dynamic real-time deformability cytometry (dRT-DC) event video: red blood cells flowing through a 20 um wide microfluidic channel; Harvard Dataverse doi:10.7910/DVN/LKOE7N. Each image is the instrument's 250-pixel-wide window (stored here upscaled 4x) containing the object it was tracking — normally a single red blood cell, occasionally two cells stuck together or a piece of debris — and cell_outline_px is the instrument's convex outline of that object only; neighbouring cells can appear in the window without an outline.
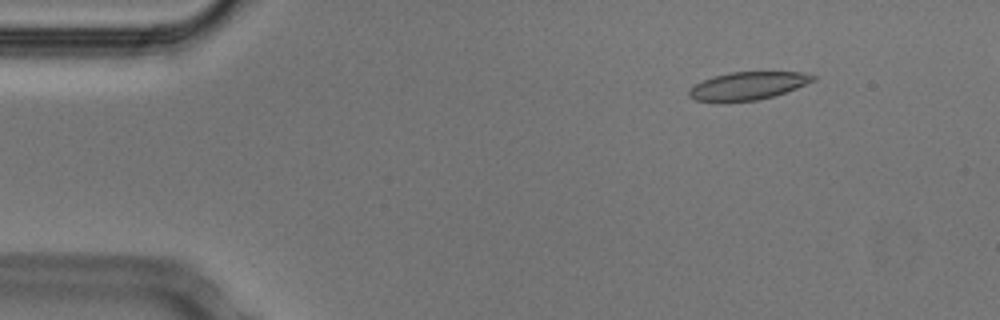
{"species": "Egyptian fruit bat (a non-hibernating species)", "species_latin": "Rousettus aegyptiacus", "temperature_condition": "cold", "stored_images_in_passage": 46, "camera_frame_rate_fps": 3000, "um_per_image_px": 0.085, "animal": {"sex": "male"}, "frame": {"image": 1, "passage_image": 1, "time_ms": 0.0, "image_size_px": [1000, 320], "cell_outline_px": [[816, 80], [796, 88], [772, 96], [756, 100], [724, 104], [696, 100], [688, 96], [688, 88], [712, 76], [732, 72], [800, 72], [816, 76]], "centroid_in_image_um": [63.49, 7.32], "position_along_channel_um": 21.5, "area_um2": 20.46}}
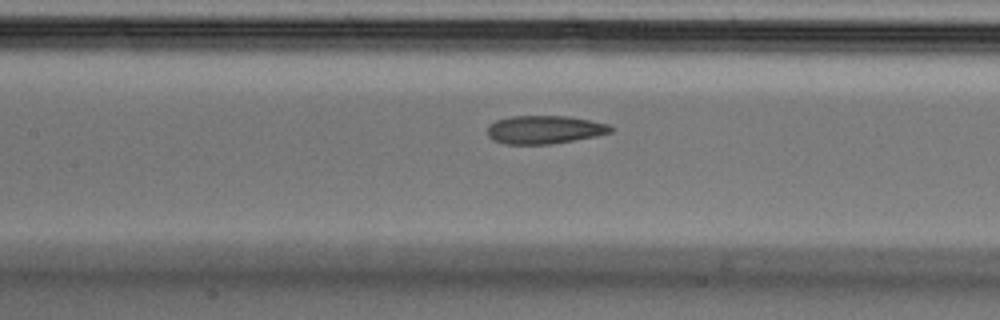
{"frame": {"image": 2, "passage_image": 18, "time_ms": 5.667, "image_size_px": [1000, 320], "cell_outline_px": [[616, 128], [612, 132], [596, 136], [548, 144], [504, 144], [492, 140], [488, 136], [488, 124], [496, 120], [512, 116], [572, 116], [608, 124]], "centroid_in_image_um": [46.29, 11.01], "position_along_channel_um": 161.1, "area_um2": 20.4}}
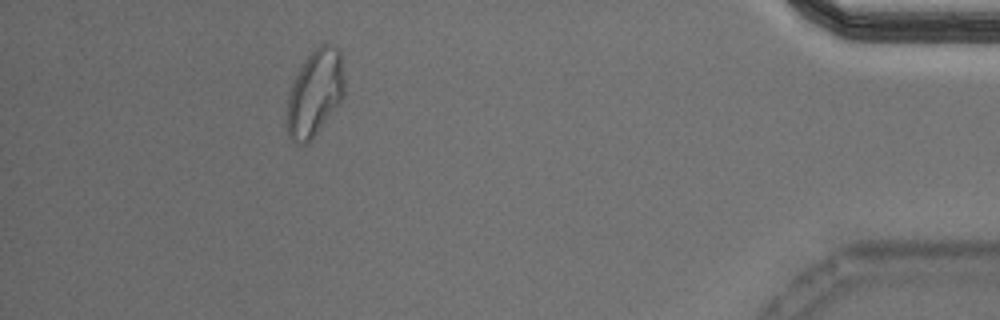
{"frame": {"image": 3, "passage_image": 42, "time_ms": 13.667, "image_size_px": [1000, 320], "cell_outline_px": [[344, 96], [312, 140], [308, 144], [300, 144], [292, 140], [288, 136], [284, 120], [288, 92], [304, 60], [320, 44], [336, 44], [340, 48], [344, 76]], "centroid_in_image_um": [26.74, 7.93], "position_along_channel_um": 408.5, "area_um2": 29.54}}